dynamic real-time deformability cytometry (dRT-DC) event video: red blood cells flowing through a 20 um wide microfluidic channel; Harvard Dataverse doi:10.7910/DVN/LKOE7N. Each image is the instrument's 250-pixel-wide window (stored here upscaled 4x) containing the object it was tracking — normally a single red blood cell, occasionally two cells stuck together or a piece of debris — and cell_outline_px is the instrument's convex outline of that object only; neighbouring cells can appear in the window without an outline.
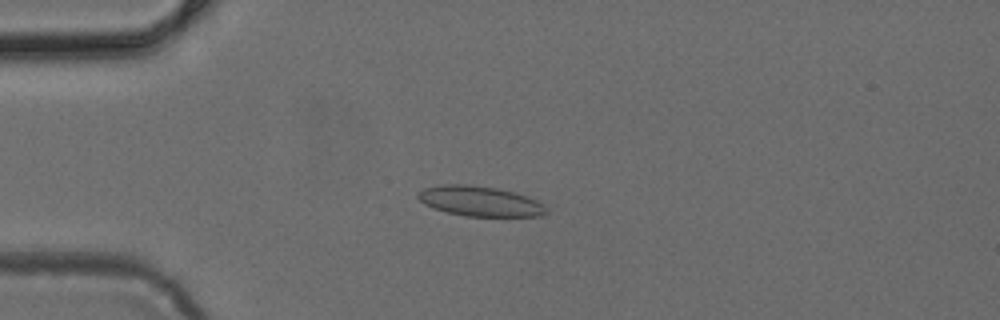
{"species": "common noctule bat (a hibernating species)", "species_latin": "Nyctalus noctula", "temperature_condition": "cold", "stored_images_in_passage": 38, "camera_frame_rate_fps": 3000, "um_per_image_px": 0.085, "animal": {"sex": "female", "body_mass_g": 24.6, "forearm_length_mm": 56.2}, "frame": {"image": 1, "passage_image": 8, "time_ms": 2.333, "image_size_px": [1000, 320], "cell_outline_px": [[548, 212], [540, 216], [464, 216], [432, 208], [424, 204], [416, 196], [416, 192], [424, 188], [444, 184], [468, 184], [496, 188], [512, 192], [536, 200]], "centroid_in_image_um": [40.71, 17.1], "position_along_channel_um": 44.3, "area_um2": 22.25}}
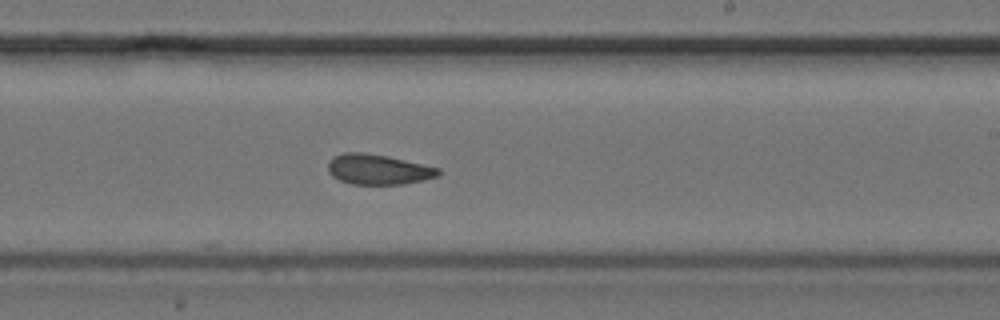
{"frame": {"image": 2, "passage_image": 25, "time_ms": 8.0, "image_size_px": [1000, 320], "cell_outline_px": [[440, 172], [436, 176], [424, 180], [404, 184], [352, 184], [340, 180], [332, 176], [328, 172], [328, 160], [332, 156], [344, 152], [364, 152], [388, 156], [440, 168]], "centroid_in_image_um": [32.1, 14.39], "position_along_channel_um": 256.9, "area_um2": 19.54}}
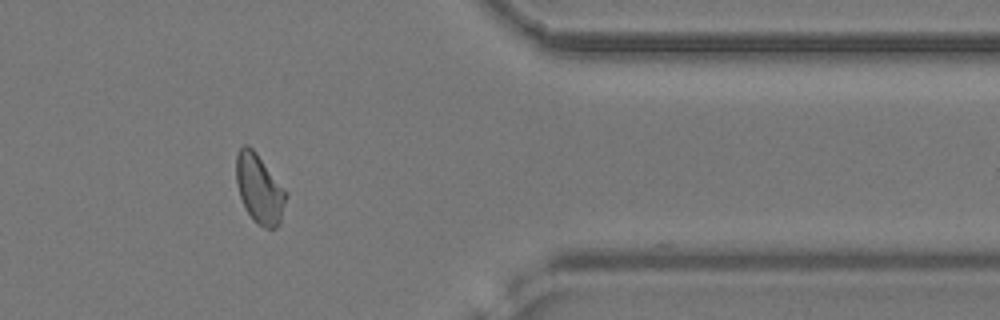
{"frame": {"image": 3, "passage_image": 36, "time_ms": 11.667, "image_size_px": [1000, 320], "cell_outline_px": [[288, 196], [280, 224], [276, 228], [264, 228], [256, 224], [252, 220], [240, 196], [236, 180], [236, 156], [240, 148], [244, 144], [248, 144], [256, 152], [288, 192]], "centroid_in_image_um": [22.08, 16.07], "position_along_channel_um": 389.3, "area_um2": 20.29}}